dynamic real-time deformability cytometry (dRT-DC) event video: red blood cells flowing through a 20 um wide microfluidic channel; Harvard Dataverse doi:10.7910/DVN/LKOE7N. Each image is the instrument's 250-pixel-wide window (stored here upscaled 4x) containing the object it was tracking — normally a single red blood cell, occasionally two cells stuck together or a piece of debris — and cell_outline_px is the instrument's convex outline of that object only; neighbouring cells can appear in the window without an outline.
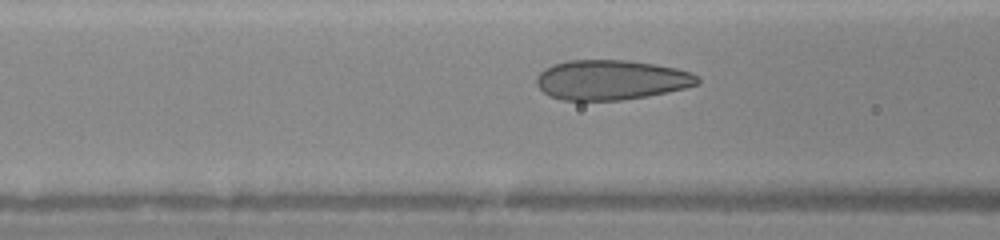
{"species": "human", "species_latin": "Homo sapiens", "temperature_condition": "warm", "stored_images_in_passage": 44, "camera_frame_rate_fps": 3000, "um_per_image_px": 0.085, "donor": {"sex": "female"}, "frame": {"image": 1, "passage_image": 17, "time_ms": 5.333, "image_size_px": [1000, 240], "cell_outline_px": [[700, 84], [668, 92], [648, 96], [620, 100], [564, 100], [548, 96], [536, 84], [536, 76], [544, 68], [552, 64], [568, 60], [628, 60], [656, 64], [676, 68], [692, 72], [700, 76]], "centroid_in_image_um": [51.96, 6.78], "position_along_channel_um": 114.6, "area_um2": 37.74}}
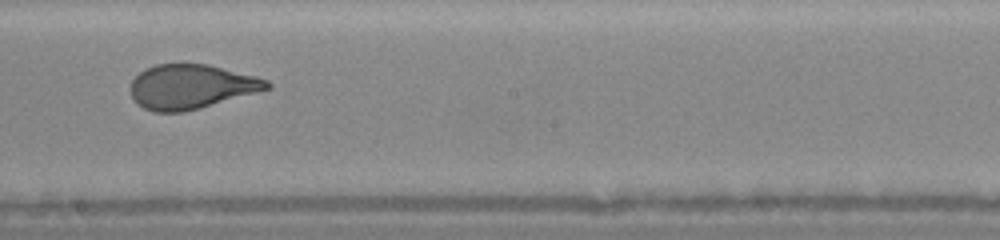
{"frame": {"image": 2, "passage_image": 25, "time_ms": 8.0, "image_size_px": [1000, 240], "cell_outline_px": [[272, 88], [200, 108], [184, 112], [152, 112], [136, 104], [128, 88], [132, 80], [140, 72], [156, 64], [208, 64], [256, 76], [268, 80], [272, 84]], "centroid_in_image_um": [16.24, 7.37], "position_along_channel_um": 232.0, "area_um2": 35.49}}
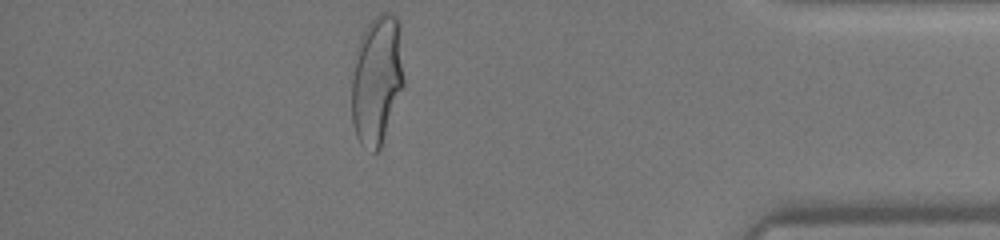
{"frame": {"image": 3, "passage_image": 39, "time_ms": 12.667, "image_size_px": [1000, 240], "cell_outline_px": [[404, 88], [380, 148], [376, 152], [372, 152], [364, 148], [360, 144], [356, 136], [352, 120], [352, 80], [356, 48], [360, 36], [368, 24], [380, 12], [388, 12], [396, 16], [400, 24], [404, 80]], "centroid_in_image_um": [32.05, 6.79], "position_along_channel_um": 403.2, "area_um2": 39.88}}